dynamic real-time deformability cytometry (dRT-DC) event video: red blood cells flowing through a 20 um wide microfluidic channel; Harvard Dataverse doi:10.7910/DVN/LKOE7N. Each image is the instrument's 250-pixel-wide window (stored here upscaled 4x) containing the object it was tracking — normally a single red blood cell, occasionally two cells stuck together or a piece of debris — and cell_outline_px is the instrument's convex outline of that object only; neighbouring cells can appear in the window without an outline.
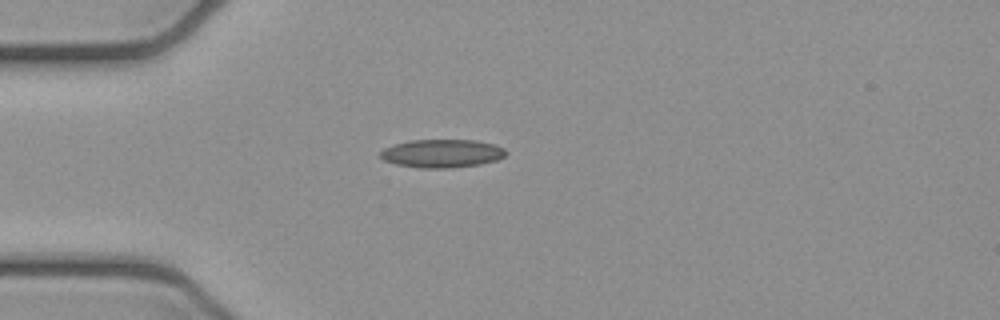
{"species": "common noctule bat (a hibernating species)", "species_latin": "Nyctalus noctula", "temperature_condition": "cold", "stored_images_in_passage": 1, "camera_frame_rate_fps": 3000, "um_per_image_px": 0.085, "animal": {"sex": "female", "body_mass_g": 21.9}, "frame": {"image": 1, "passage_image": 1, "time_ms": 0.0, "image_size_px": [1000, 320], "cell_outline_px": [[508, 152], [504, 156], [496, 160], [480, 164], [444, 168], [420, 168], [396, 164], [384, 160], [380, 156], [380, 152], [384, 148], [396, 144], [412, 140], [476, 140], [496, 144], [504, 148]], "centroid_in_image_um": [37.59, 13.03], "position_along_channel_um": 47.4, "area_um2": 20.58}}